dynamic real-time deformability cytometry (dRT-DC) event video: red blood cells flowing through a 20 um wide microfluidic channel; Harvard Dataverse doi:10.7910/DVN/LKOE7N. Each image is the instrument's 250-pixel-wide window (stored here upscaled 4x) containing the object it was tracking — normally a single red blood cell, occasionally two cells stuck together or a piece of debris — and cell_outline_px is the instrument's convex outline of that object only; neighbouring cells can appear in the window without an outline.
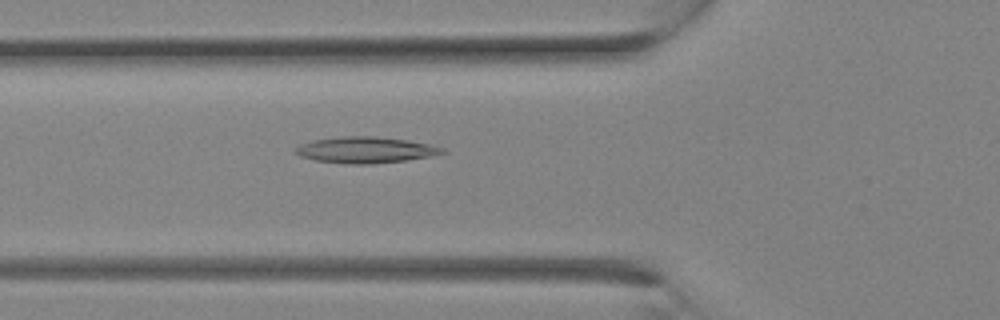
{"species": "Egyptian fruit bat (a non-hibernating species)", "species_latin": "Rousettus aegyptiacus", "temperature_condition": "room temperature", "stored_images_in_passage": 11, "camera_frame_rate_fps": 3000, "um_per_image_px": 0.085, "animal": {"sex": "female"}, "frame": {"image": 1, "passage_image": 4, "time_ms": 1.0, "image_size_px": [1000, 320], "cell_outline_px": [[448, 152], [428, 156], [404, 160], [372, 164], [348, 164], [312, 160], [300, 156], [292, 152], [300, 144], [312, 140], [340, 136], [372, 136], [408, 140], [428, 144], [444, 148]], "centroid_in_image_um": [31.0, 12.74], "position_along_channel_um": 94.8, "area_um2": 22.43}}
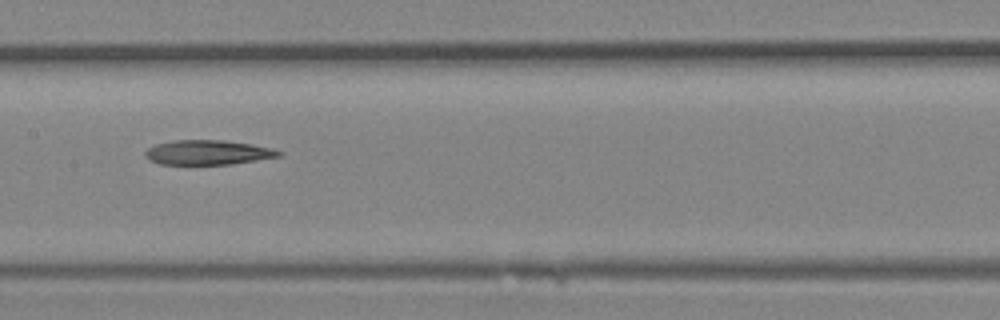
{"frame": {"image": 2, "passage_image": 8, "time_ms": 2.333, "image_size_px": [1000, 320], "cell_outline_px": [[284, 152], [280, 156], [232, 164], [160, 164], [148, 160], [144, 156], [144, 152], [148, 148], [156, 144], [172, 140], [224, 140], [252, 144], [272, 148]], "centroid_in_image_um": [17.65, 12.95], "position_along_channel_um": 189.8, "area_um2": 19.25}}
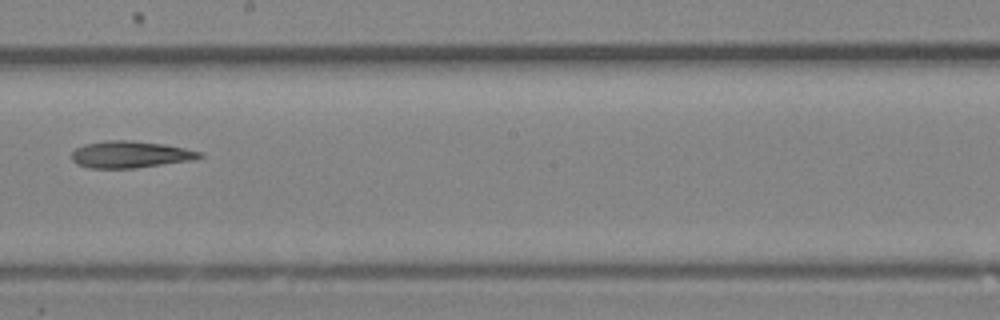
{"frame": {"image": 3, "passage_image": 10, "time_ms": 3.0, "image_size_px": [1000, 320], "cell_outline_px": [[204, 156], [192, 160], [136, 168], [88, 168], [76, 164], [72, 160], [72, 152], [76, 148], [84, 144], [104, 140], [128, 140], [164, 144], [204, 152]], "centroid_in_image_um": [11.07, 13.13], "position_along_channel_um": 237.1, "area_um2": 20.11}}